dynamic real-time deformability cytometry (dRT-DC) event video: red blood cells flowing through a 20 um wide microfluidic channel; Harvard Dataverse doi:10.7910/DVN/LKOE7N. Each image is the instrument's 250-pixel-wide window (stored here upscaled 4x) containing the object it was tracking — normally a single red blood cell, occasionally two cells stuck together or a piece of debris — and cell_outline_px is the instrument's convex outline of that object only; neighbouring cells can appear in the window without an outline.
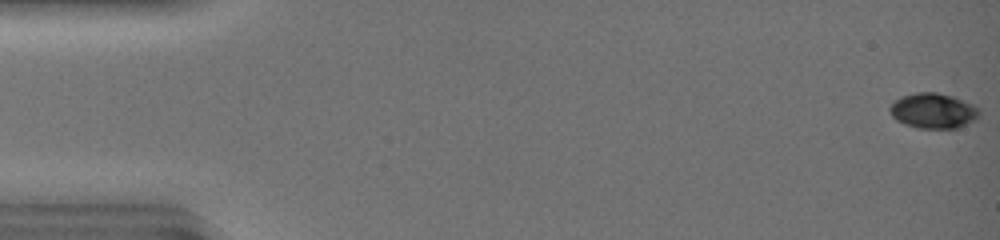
{"species": "common noctule bat (a hibernating species)", "species_latin": "Nyctalus noctula", "temperature_condition": "warm", "stored_images_in_passage": 47, "camera_frame_rate_fps": 3000, "um_per_image_px": 0.085, "animal": {"sex": "female", "body_mass_g": 19.0, "forearm_length_mm": 51.5}, "frame": {"image": 1, "passage_image": 1, "time_ms": 0.0, "image_size_px": [1000, 240], "cell_outline_px": [[980, 112], [976, 120], [956, 128], [920, 128], [904, 124], [896, 120], [892, 116], [888, 108], [900, 96], [916, 92], [936, 92], [952, 96], [972, 104], [980, 108]], "centroid_in_image_um": [79.32, 9.41], "position_along_channel_um": 5.7, "area_um2": 18.38}}
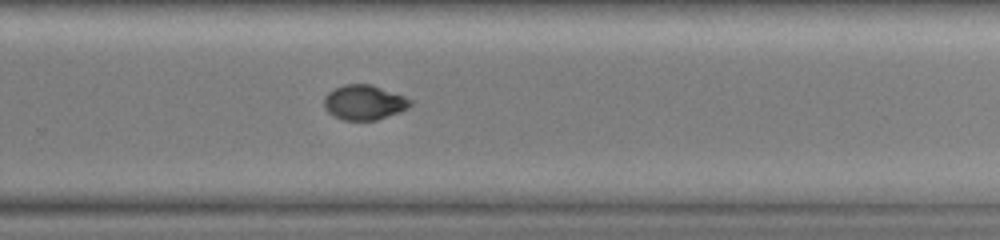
{"frame": {"image": 2, "passage_image": 33, "time_ms": 10.667, "image_size_px": [1000, 240], "cell_outline_px": [[412, 104], [408, 108], [400, 112], [376, 120], [344, 120], [332, 116], [324, 108], [324, 96], [328, 92], [344, 84], [372, 84], [404, 96], [412, 100]], "centroid_in_image_um": [30.94, 8.71], "position_along_channel_um": 298.9, "area_um2": 17.63}}
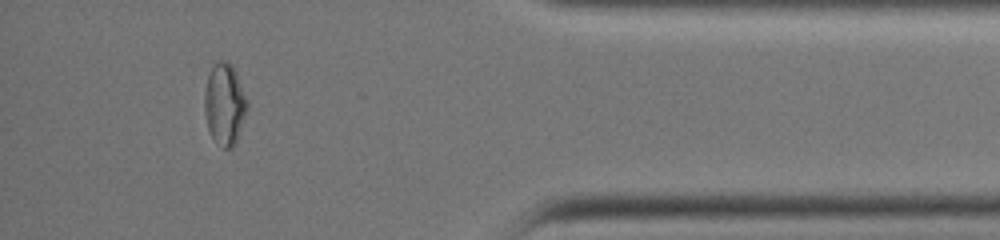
{"frame": {"image": 3, "passage_image": 43, "time_ms": 14.0, "image_size_px": [1000, 240], "cell_outline_px": [[248, 108], [236, 144], [232, 148], [224, 148], [212, 136], [208, 128], [204, 112], [204, 92], [208, 76], [212, 64], [216, 60], [228, 60], [232, 64], [236, 72], [248, 100]], "centroid_in_image_um": [19.1, 8.81], "position_along_channel_um": 416.1, "area_um2": 20.63}, "authors_computed_cell_mechanics": {"area_um2": 18.6694, "velocity_mm_per_s": 4.2308, "shape_relaxation_time_tau1_ms": null, "shape_relaxation_time_tau2_ms": 2.3793, "deformation_change_tau1": null, "deformation_change_tau2": 0.0369}}